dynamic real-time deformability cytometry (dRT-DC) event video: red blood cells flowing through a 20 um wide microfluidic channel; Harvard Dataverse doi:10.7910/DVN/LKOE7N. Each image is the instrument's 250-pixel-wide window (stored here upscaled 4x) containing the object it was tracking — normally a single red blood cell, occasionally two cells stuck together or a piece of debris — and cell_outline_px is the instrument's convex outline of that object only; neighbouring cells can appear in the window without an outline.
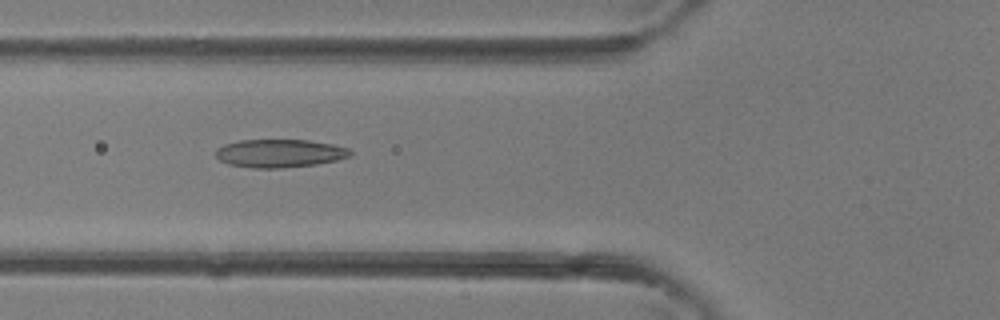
{"species": "common noctule bat (a hibernating species)", "species_latin": "Nyctalus noctula", "temperature_condition": "room temperature", "stored_images_in_passage": 2, "camera_frame_rate_fps": 3000, "um_per_image_px": 0.085, "animal": {"sex": "female"}, "frame": {"image": 1, "passage_image": 2, "time_ms": 0.333, "image_size_px": [1000, 320], "cell_outline_px": [[352, 156], [336, 160], [316, 164], [280, 168], [252, 168], [228, 164], [220, 160], [216, 156], [216, 148], [224, 144], [240, 140], [308, 140], [332, 144], [348, 148], [352, 152]], "centroid_in_image_um": [23.76, 13.03], "position_along_channel_um": 102.0, "area_um2": 22.08}}